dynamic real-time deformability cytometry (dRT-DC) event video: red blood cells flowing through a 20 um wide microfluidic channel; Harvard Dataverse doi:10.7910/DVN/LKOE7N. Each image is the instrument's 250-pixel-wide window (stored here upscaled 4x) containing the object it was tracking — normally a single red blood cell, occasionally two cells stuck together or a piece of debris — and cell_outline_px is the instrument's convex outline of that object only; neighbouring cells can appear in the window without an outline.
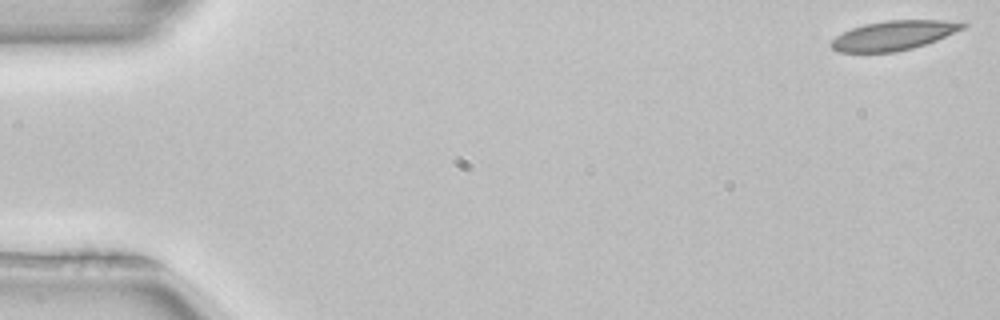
{"species": "common noctule bat (a hibernating species)", "species_latin": "Nyctalus noctula", "temperature_condition": "room temperature", "stored_images_in_passage": 51, "camera_frame_rate_fps": 3000, "um_per_image_px": 0.085, "animal": {"sex": "female", "body_mass_g": 22.7, "forearm_length_mm": 54.2}, "frame": {"image": 1, "passage_image": 1, "time_ms": 0.0, "image_size_px": [1000, 320], "cell_outline_px": [[968, 24], [964, 28], [936, 40], [912, 48], [896, 52], [836, 52], [828, 44], [836, 36], [852, 28], [864, 24], [888, 20], [944, 20]], "centroid_in_image_um": [75.91, 3.01], "position_along_channel_um": 9.1, "area_um2": 22.37}}
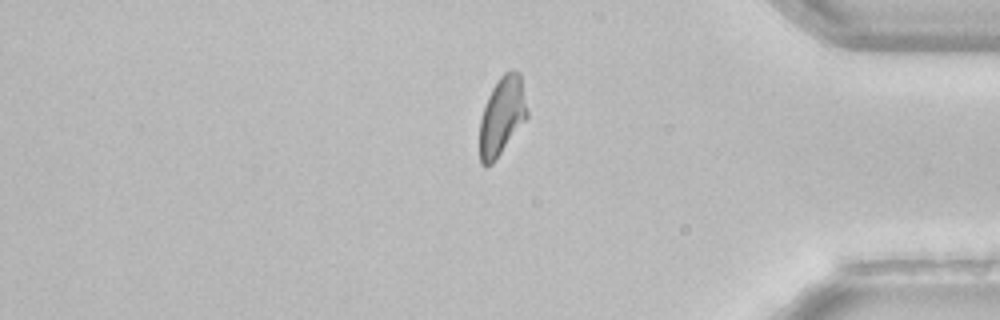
{"frame": {"image": 2, "passage_image": 43, "time_ms": 14.0, "image_size_px": [1000, 320], "cell_outline_px": [[528, 116], [492, 164], [480, 164], [480, 120], [488, 96], [492, 88], [500, 76], [508, 68], [512, 68], [520, 72], [528, 112]], "centroid_in_image_um": [42.68, 9.79], "position_along_channel_um": 392.5, "area_um2": 21.5}}
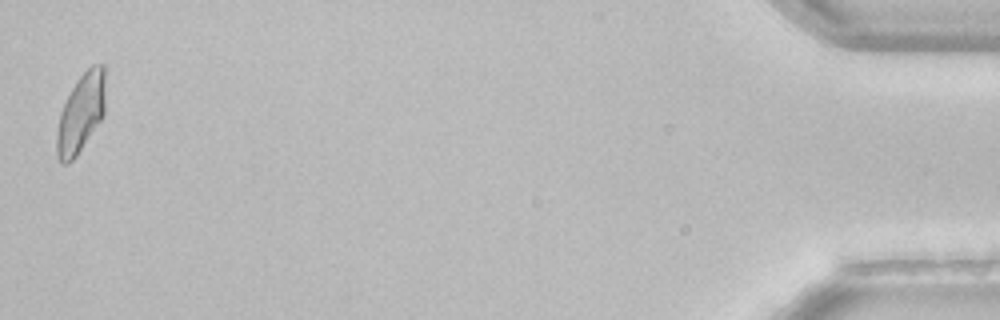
{"frame": {"image": 3, "passage_image": 51, "time_ms": 16.667, "image_size_px": [1000, 320], "cell_outline_px": [[104, 116], [76, 156], [72, 160], [64, 164], [56, 156], [56, 132], [60, 112], [76, 80], [92, 64], [104, 64]], "centroid_in_image_um": [6.86, 9.62], "position_along_channel_um": 428.3, "area_um2": 22.2}, "authors_computed_cell_mechanics": {"area_um2": 22.9466, "velocity_mm_per_s": 3.9632, "shape_relaxation_time_tau1_ms": 6.455, "shape_relaxation_time_tau2_ms": 1.7028, "deformation_change_tau1": 0.1535, "deformation_change_tau2": 0.0729}}